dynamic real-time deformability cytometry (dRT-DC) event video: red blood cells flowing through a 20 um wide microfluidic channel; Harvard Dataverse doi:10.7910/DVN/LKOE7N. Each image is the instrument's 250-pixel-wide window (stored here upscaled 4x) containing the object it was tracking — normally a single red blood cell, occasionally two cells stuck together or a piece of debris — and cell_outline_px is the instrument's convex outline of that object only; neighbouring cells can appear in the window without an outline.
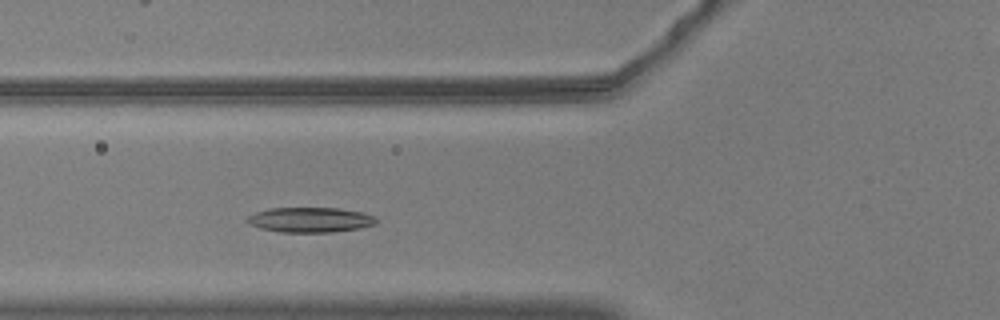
{"species": "common noctule bat (a hibernating species)", "species_latin": "Nyctalus noctula", "temperature_condition": "warm", "stored_images_in_passage": 47, "camera_frame_rate_fps": 3000, "um_per_image_px": 0.085, "animal": {"sex": "male", "body_mass_g": 20.5, "forearm_length_mm": 52.5}, "frame": {"image": 1, "passage_image": 11, "time_ms": 3.333, "image_size_px": [1000, 320], "cell_outline_px": [[376, 224], [360, 228], [332, 232], [280, 232], [260, 228], [248, 224], [244, 220], [248, 216], [256, 212], [272, 208], [340, 208], [364, 212], [376, 216]], "centroid_in_image_um": [26.38, 18.68], "position_along_channel_um": 99.4, "area_um2": 18.96}}
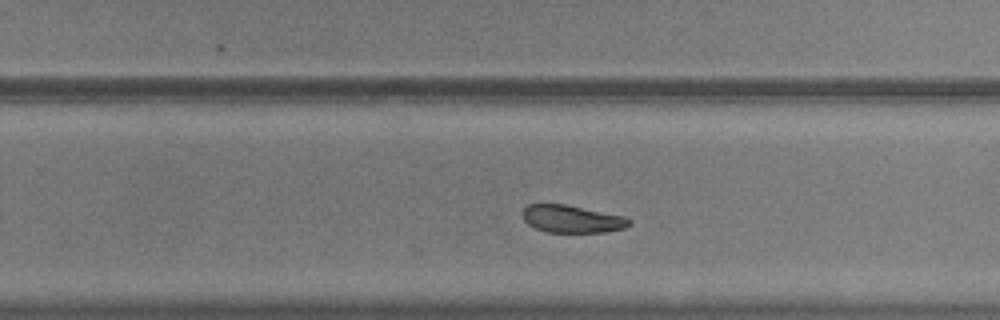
{"frame": {"image": 2, "passage_image": 26, "time_ms": 8.333, "image_size_px": [1000, 320], "cell_outline_px": [[632, 224], [624, 228], [608, 232], [548, 232], [536, 228], [528, 224], [524, 220], [524, 208], [528, 204], [564, 204], [624, 216], [632, 220]], "centroid_in_image_um": [48.66, 18.62], "position_along_channel_um": 281.1, "area_um2": 16.99}}
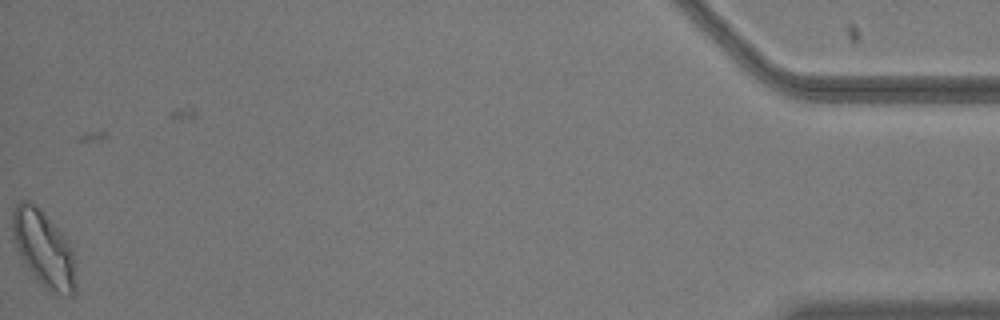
{"frame": {"image": 3, "passage_image": 46, "time_ms": 15.0, "image_size_px": [1000, 320], "cell_outline_px": [[76, 292], [72, 296], [68, 296], [52, 292], [28, 268], [20, 256], [12, 236], [12, 212], [16, 204], [20, 200], [24, 200], [36, 204], [44, 212], [68, 240], [72, 252], [76, 288]], "centroid_in_image_um": [3.71, 21.09], "position_along_channel_um": 431.5, "area_um2": 27.69}}